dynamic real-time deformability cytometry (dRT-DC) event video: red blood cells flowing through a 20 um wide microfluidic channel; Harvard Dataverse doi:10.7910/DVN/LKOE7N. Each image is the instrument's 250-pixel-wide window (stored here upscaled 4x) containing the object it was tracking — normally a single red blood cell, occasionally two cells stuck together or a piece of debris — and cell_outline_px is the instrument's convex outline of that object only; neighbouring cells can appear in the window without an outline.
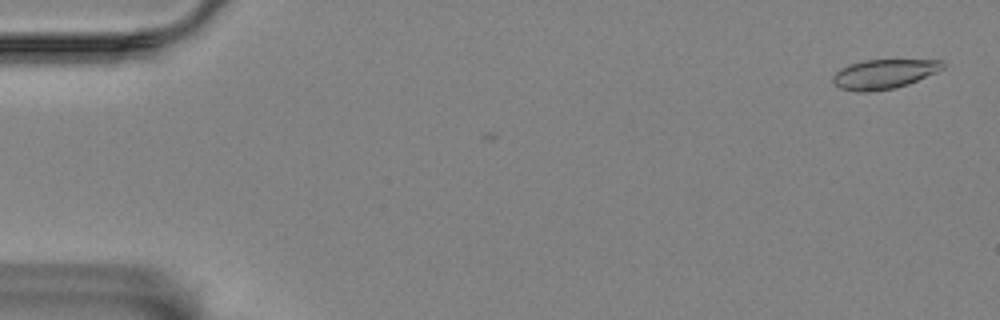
{"species": "Egyptian fruit bat (a non-hibernating species)", "species_latin": "Rousettus aegyptiacus", "temperature_condition": "room temperature", "stored_images_in_passage": 52, "camera_frame_rate_fps": 3000, "um_per_image_px": 0.085, "animal": {"sex": "female"}, "frame": {"image": 1, "passage_image": 2, "time_ms": 0.333, "image_size_px": [1000, 320], "cell_outline_px": [[944, 68], [936, 72], [908, 84], [896, 88], [864, 92], [856, 92], [840, 88], [832, 84], [832, 76], [840, 68], [848, 64], [864, 60], [944, 60]], "centroid_in_image_um": [75.09, 6.29], "position_along_channel_um": 9.9, "area_um2": 18.96}}
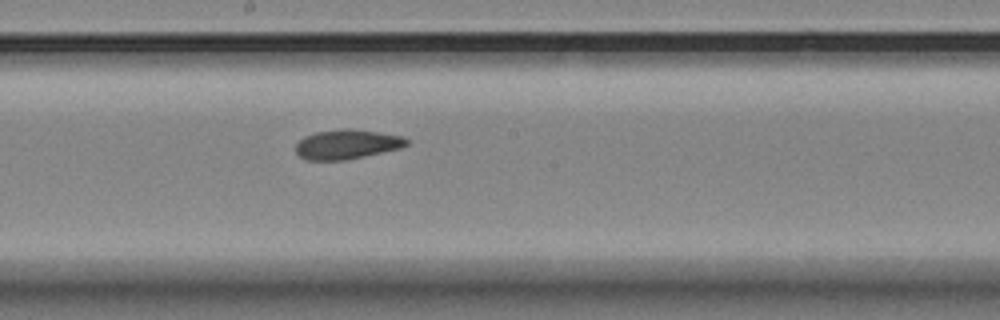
{"frame": {"image": 2, "passage_image": 31, "time_ms": 10.0, "image_size_px": [1000, 320], "cell_outline_px": [[408, 144], [400, 148], [364, 156], [344, 160], [304, 160], [296, 152], [296, 144], [304, 136], [316, 132], [340, 128], [348, 128], [404, 136], [408, 140]], "centroid_in_image_um": [29.47, 12.26], "position_along_channel_um": 218.7, "area_um2": 19.02}}
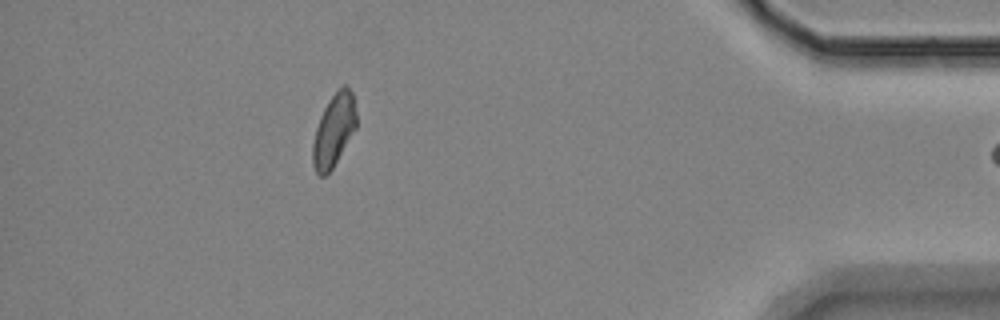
{"frame": {"image": 3, "passage_image": 51, "time_ms": 16.667, "image_size_px": [1000, 320], "cell_outline_px": [[356, 128], [332, 168], [324, 176], [320, 176], [316, 172], [312, 164], [312, 144], [316, 128], [320, 116], [328, 100], [344, 84], [352, 92], [356, 112]], "centroid_in_image_um": [28.36, 11.08], "position_along_channel_um": 406.8, "area_um2": 18.21}}